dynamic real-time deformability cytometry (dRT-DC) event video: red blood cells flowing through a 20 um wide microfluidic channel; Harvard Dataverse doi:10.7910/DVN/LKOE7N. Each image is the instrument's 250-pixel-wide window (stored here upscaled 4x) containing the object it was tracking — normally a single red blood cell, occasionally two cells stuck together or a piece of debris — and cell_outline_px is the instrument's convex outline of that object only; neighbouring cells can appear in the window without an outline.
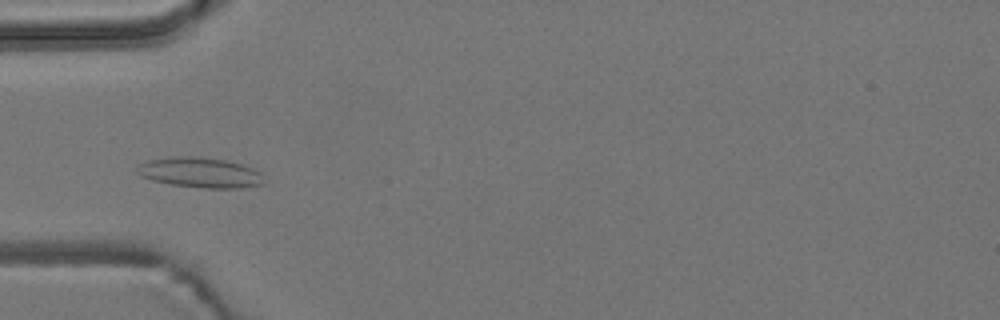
{"species": "common noctule bat (a hibernating species)", "species_latin": "Nyctalus noctula", "temperature_condition": "room temperature", "stored_images_in_passage": 6, "camera_frame_rate_fps": 3000, "um_per_image_px": 0.085, "animal": {"sex": "male", "body_mass_g": 19.2, "forearm_length_mm": 51.8}, "frame": {"image": 1, "passage_image": 5, "time_ms": 4.667, "image_size_px": [1000, 320], "cell_outline_px": [[264, 184], [240, 188], [204, 188], [172, 184], [152, 180], [140, 176], [136, 172], [136, 164], [148, 160], [172, 156], [200, 156], [224, 160], [240, 164], [252, 168], [260, 172]], "centroid_in_image_um": [16.95, 14.66], "position_along_channel_um": 68.0, "area_um2": 22.43}}